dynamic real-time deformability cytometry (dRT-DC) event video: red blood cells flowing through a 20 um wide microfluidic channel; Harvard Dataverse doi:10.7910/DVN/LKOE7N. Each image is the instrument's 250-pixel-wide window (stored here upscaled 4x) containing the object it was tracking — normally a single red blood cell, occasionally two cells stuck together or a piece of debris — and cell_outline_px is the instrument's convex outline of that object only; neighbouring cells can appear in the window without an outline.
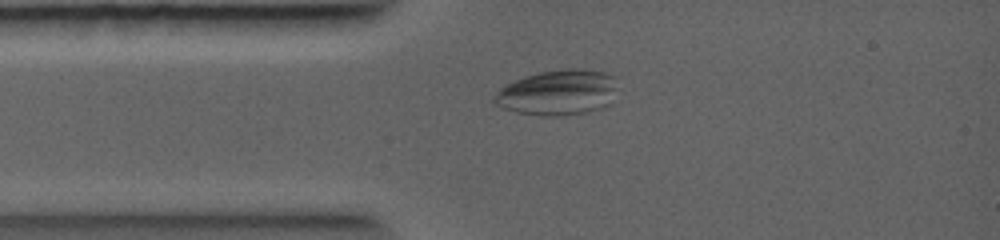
{"species": "common noctule bat (a hibernating species)", "species_latin": "Nyctalus noctula", "temperature_condition": "warm", "stored_images_in_passage": 5, "camera_frame_rate_fps": 5000, "um_per_image_px": 0.085, "animal": {"sex": "female", "body_mass_g": 19.0, "forearm_length_mm": 56.7}, "frame": {"image": 1, "passage_image": 3, "time_ms": 1.4, "image_size_px": [1000, 240], "cell_outline_px": [[620, 88], [608, 104], [600, 108], [588, 112], [560, 116], [540, 116], [516, 112], [504, 108], [496, 104], [492, 100], [492, 96], [500, 88], [524, 76], [540, 72], [568, 68], [580, 68], [604, 72], [612, 76]], "centroid_in_image_um": [47.43, 7.87], "position_along_channel_um": 37.6, "area_um2": 32.89}}